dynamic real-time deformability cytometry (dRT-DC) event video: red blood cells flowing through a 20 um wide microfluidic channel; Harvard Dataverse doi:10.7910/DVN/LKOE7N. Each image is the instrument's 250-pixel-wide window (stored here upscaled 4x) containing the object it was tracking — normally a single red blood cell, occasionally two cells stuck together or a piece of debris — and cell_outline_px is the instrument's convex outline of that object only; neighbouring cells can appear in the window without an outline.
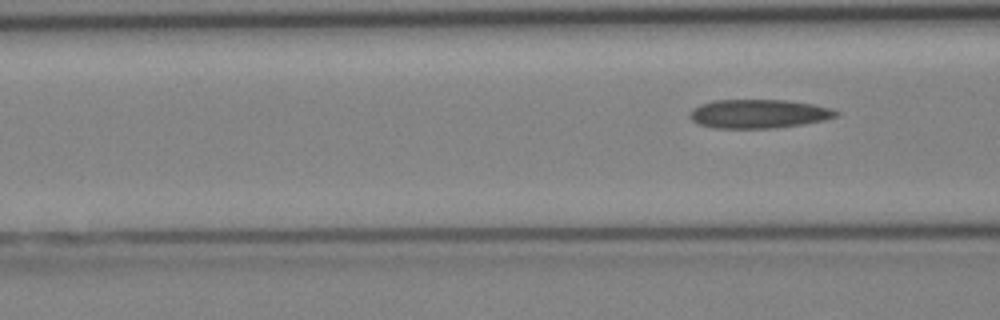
{"species": "Egyptian fruit bat (a non-hibernating species)", "species_latin": "Rousettus aegyptiacus", "temperature_condition": "cold", "stored_images_in_passage": 6, "segment_of_instrument_passage": [2, 2], "camera_frame_rate_fps": 3000, "um_per_image_px": 0.085, "animal": {"sex": "female"}, "frame": {"image": 1, "passage_image": 6, "time_ms": 6.0, "image_size_px": [1000, 320], "cell_outline_px": [[840, 112], [836, 116], [824, 120], [804, 124], [776, 128], [716, 128], [696, 124], [688, 116], [688, 112], [692, 108], [700, 104], [716, 100], [788, 100], [812, 104], [832, 108]], "centroid_in_image_um": [64.46, 9.67], "position_along_channel_um": 102.1, "area_um2": 24.8}}